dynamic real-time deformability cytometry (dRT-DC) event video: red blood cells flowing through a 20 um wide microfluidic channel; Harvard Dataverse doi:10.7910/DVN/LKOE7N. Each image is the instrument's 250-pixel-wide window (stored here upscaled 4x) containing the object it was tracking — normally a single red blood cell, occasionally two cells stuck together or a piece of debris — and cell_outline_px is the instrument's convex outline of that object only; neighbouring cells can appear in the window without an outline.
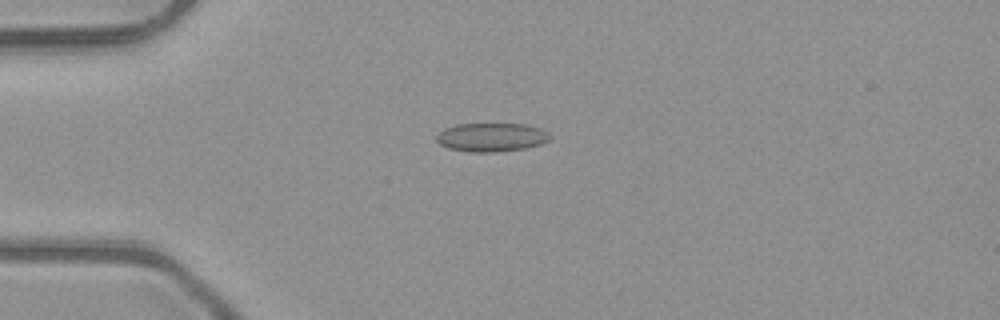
{"species": "common noctule bat (a hibernating species)", "species_latin": "Nyctalus noctula", "temperature_condition": "room temperature", "stored_images_in_passage": 5, "camera_frame_rate_fps": 3000, "um_per_image_px": 0.085, "animal": {"sex": "male", "body_mass_g": 23.1, "forearm_length_mm": 52.7}, "frame": {"image": 1, "passage_image": 4, "time_ms": 1.0, "image_size_px": [1000, 320], "cell_outline_px": [[552, 136], [548, 140], [540, 144], [524, 148], [496, 152], [468, 152], [448, 148], [440, 144], [436, 140], [436, 136], [444, 128], [456, 124], [528, 124], [540, 128], [548, 132]], "centroid_in_image_um": [41.77, 11.66], "position_along_channel_um": 43.2, "area_um2": 19.02}}
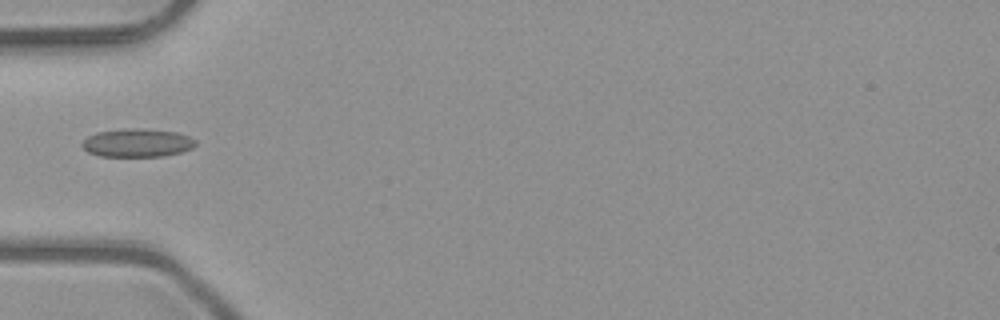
{"frame": {"image": 2, "passage_image": 5, "time_ms": 1.333, "image_size_px": [1000, 320], "cell_outline_px": [[196, 144], [192, 148], [180, 152], [164, 156], [100, 156], [88, 152], [80, 144], [88, 136], [96, 132], [124, 128], [140, 128], [176, 132], [188, 136], [196, 140]], "centroid_in_image_um": [11.65, 12.13], "position_along_channel_um": 73.4, "area_um2": 18.73}}